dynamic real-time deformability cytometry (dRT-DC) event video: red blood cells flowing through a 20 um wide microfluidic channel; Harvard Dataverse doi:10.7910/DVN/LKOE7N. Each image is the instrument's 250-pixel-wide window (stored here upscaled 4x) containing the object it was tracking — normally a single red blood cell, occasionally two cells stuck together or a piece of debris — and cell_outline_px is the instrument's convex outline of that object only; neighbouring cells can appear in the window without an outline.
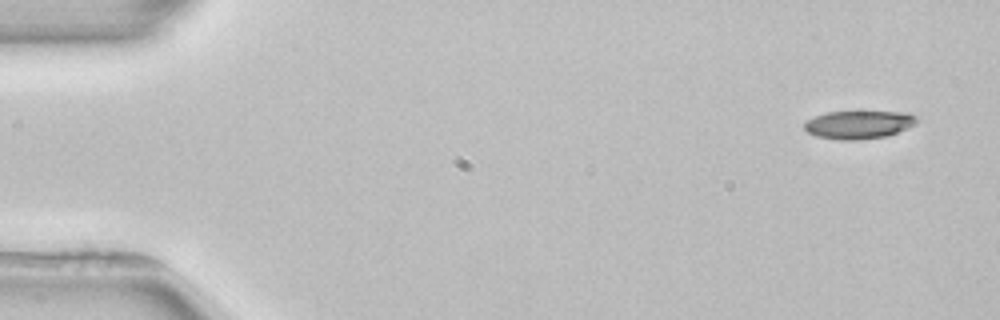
{"species": "common noctule bat (a hibernating species)", "species_latin": "Nyctalus noctula", "temperature_condition": "room temperature", "stored_images_in_passage": 4, "camera_frame_rate_fps": 3000, "um_per_image_px": 0.085, "animal": {"sex": "female", "body_mass_g": 22.7, "forearm_length_mm": 54.2}, "frame": {"image": 1, "passage_image": 1, "time_ms": 0.0, "image_size_px": [1000, 320], "cell_outline_px": [[916, 124], [896, 132], [884, 136], [856, 140], [840, 140], [816, 136], [808, 132], [804, 128], [804, 124], [808, 120], [816, 116], [828, 112], [908, 112], [916, 116]], "centroid_in_image_um": [72.98, 10.59], "position_along_channel_um": 12.0, "area_um2": 18.09}}
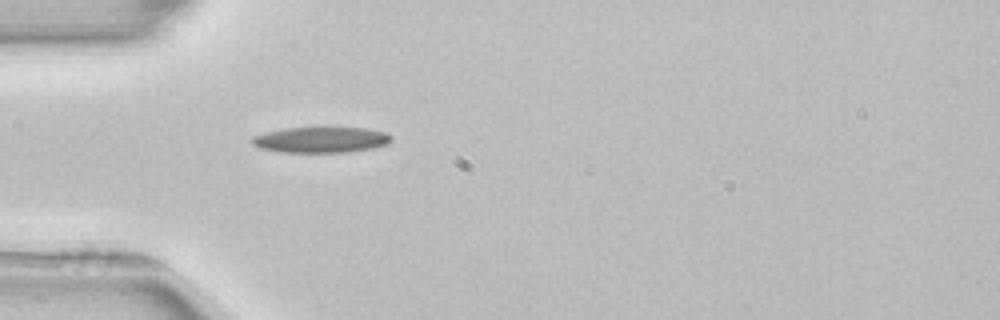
{"frame": {"image": 2, "passage_image": 4, "time_ms": 4.333, "image_size_px": [1000, 320], "cell_outline_px": [[392, 140], [388, 144], [372, 148], [348, 152], [280, 152], [260, 148], [252, 144], [252, 136], [268, 132], [288, 128], [364, 128], [384, 132], [392, 136]], "centroid_in_image_um": [27.3, 11.89], "position_along_channel_um": 57.7, "area_um2": 20.69}}